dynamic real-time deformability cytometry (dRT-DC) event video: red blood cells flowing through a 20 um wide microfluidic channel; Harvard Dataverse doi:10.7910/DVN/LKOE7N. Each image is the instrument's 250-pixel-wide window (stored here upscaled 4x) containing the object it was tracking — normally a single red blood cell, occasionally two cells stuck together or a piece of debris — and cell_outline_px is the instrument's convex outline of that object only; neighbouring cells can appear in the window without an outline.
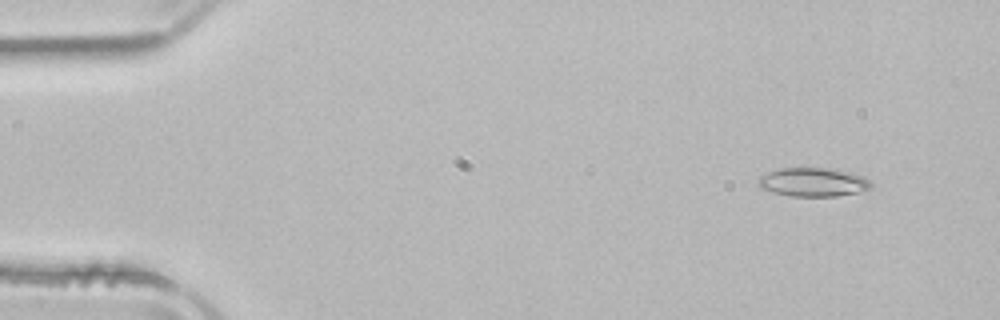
{"species": "common noctule bat (a hibernating species)", "species_latin": "Nyctalus noctula", "temperature_condition": "room temperature", "stored_images_in_passage": 52, "camera_frame_rate_fps": 3000, "um_per_image_px": 0.085, "animal": {"sex": "male", "body_mass_g": 21.5, "forearm_length_mm": 52.0}, "frame": {"image": 1, "passage_image": 5, "time_ms": 1.333, "image_size_px": [1000, 320], "cell_outline_px": [[872, 188], [856, 192], [836, 196], [792, 196], [772, 192], [760, 188], [756, 184], [756, 180], [760, 176], [768, 172], [780, 168], [836, 168], [852, 172], [864, 176], [872, 180]], "centroid_in_image_um": [69.12, 15.47], "position_along_channel_um": 15.9, "area_um2": 19.25}}
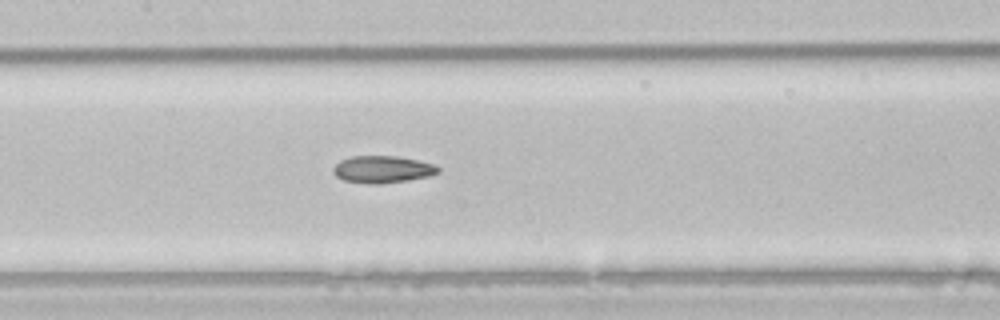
{"frame": {"image": 2, "passage_image": 25, "time_ms": 8.0, "image_size_px": [1000, 320], "cell_outline_px": [[440, 172], [428, 176], [408, 180], [380, 184], [372, 184], [344, 180], [336, 176], [332, 172], [332, 168], [340, 160], [348, 156], [396, 156], [416, 160], [432, 164], [440, 168]], "centroid_in_image_um": [32.47, 14.39], "position_along_channel_um": 174.9, "area_um2": 16.53}}
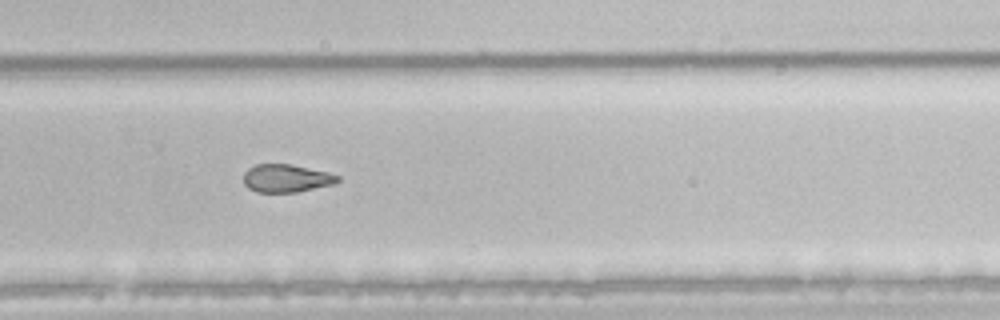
{"frame": {"image": 3, "passage_image": 35, "time_ms": 11.333, "image_size_px": [1000, 320], "cell_outline_px": [[340, 180], [336, 184], [296, 192], [256, 192], [248, 188], [244, 184], [244, 172], [248, 168], [256, 164], [292, 164], [328, 172], [340, 176]], "centroid_in_image_um": [24.35, 15.15], "position_along_channel_um": 305.4, "area_um2": 15.49}, "authors_computed_cell_mechanics": {"area_um2": 17.6001, "velocity_mm_per_s": 3.9402, "shape_relaxation_time_tau1_ms": 7.0851, "shape_relaxation_time_tau2_ms": 4.6056, "deformation_change_tau1": 0.1583, "deformation_change_tau2": 0.1281}}